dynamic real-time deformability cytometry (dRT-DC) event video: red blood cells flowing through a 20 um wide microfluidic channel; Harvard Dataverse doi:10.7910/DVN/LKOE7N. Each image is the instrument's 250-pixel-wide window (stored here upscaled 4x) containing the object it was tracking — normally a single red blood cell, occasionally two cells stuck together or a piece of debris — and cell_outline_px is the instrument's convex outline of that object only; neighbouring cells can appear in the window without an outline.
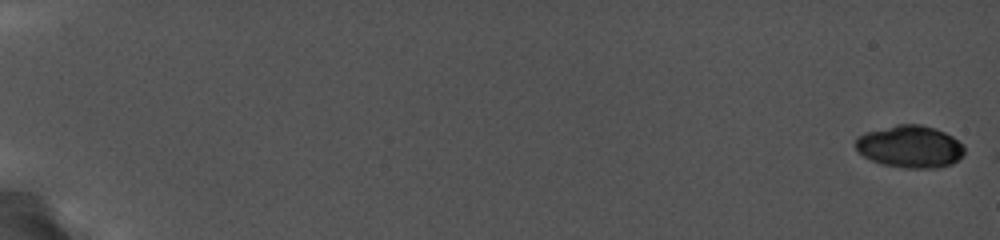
{"species": "common noctule bat (a hibernating species)", "species_latin": "Nyctalus noctula", "temperature_condition": "cold", "stored_images_in_passage": 11, "camera_frame_rate_fps": 5000, "um_per_image_px": 0.085, "animal": {"sex": "female", "body_mass_g": 19.0, "forearm_length_mm": 56.7}, "frame": {"image": 1, "passage_image": 1, "time_ms": 0.0, "image_size_px": [1000, 240], "cell_outline_px": [[964, 152], [952, 164], [936, 168], [904, 168], [880, 164], [864, 156], [856, 148], [856, 136], [864, 132], [896, 124], [920, 124], [936, 128], [952, 136], [964, 144]], "centroid_in_image_um": [77.34, 12.45], "position_along_channel_um": 7.7, "area_um2": 26.99}}